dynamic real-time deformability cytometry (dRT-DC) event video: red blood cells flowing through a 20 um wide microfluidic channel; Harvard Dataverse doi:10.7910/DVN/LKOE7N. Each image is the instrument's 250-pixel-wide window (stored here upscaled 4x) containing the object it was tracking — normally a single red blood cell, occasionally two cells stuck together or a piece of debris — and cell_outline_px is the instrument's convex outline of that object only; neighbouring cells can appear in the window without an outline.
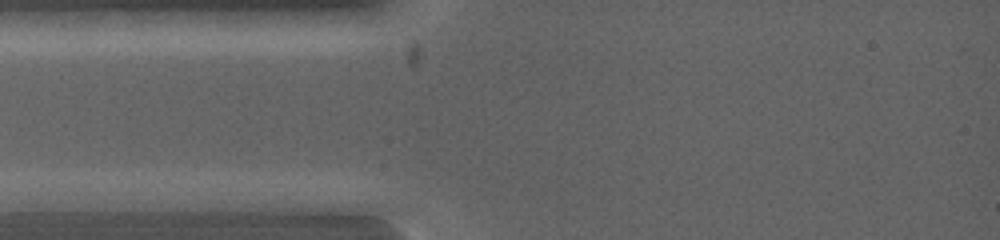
{"species": "common noctule bat (a hibernating species)", "species_latin": "Nyctalus noctula", "temperature_condition": "warm", "stored_images_in_passage": 4, "camera_frame_rate_fps": 5000, "um_per_image_px": 0.085, "animal": {"sex": "female", "body_mass_g": 19.0, "forearm_length_mm": 53.3}, "frame": {"image": 1, "passage_image": 1, "time_ms": 0.0, "image_size_px": [1000, 240], "cell_outline_px": [[116, 200], [84, 212], [16, 212], [12, 200], [40, 192], [88, 192]], "centroid_in_image_um": [5.09, 17.19], "position_along_channel_um": 79.9, "area_um2": 11.85}}